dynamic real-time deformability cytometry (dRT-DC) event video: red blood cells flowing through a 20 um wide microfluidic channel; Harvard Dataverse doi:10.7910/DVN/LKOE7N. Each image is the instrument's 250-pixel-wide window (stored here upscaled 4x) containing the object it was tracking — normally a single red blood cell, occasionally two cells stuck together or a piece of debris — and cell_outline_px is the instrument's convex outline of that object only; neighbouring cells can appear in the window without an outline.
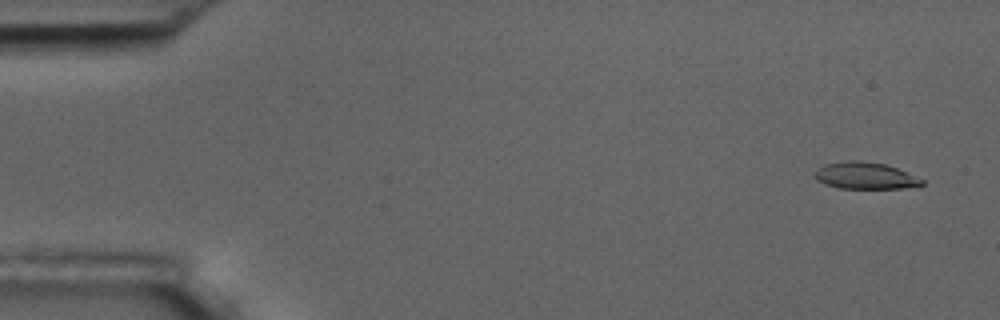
{"species": "common noctule bat (a hibernating species)", "species_latin": "Nyctalus noctula", "temperature_condition": "room temperature", "stored_images_in_passage": 3, "camera_frame_rate_fps": 3000, "um_per_image_px": 0.085, "animal": {"sex": "male", "body_mass_g": 17.5, "forearm_length_mm": 52.3}, "frame": {"image": 1, "passage_image": 1, "time_ms": 0.0, "image_size_px": [1000, 320], "cell_outline_px": [[924, 184], [920, 188], [840, 188], [824, 184], [816, 180], [816, 172], [824, 164], [844, 160], [860, 160], [884, 164], [896, 168], [924, 180]], "centroid_in_image_um": [73.58, 14.94], "position_along_channel_um": 11.4, "area_um2": 16.76}}